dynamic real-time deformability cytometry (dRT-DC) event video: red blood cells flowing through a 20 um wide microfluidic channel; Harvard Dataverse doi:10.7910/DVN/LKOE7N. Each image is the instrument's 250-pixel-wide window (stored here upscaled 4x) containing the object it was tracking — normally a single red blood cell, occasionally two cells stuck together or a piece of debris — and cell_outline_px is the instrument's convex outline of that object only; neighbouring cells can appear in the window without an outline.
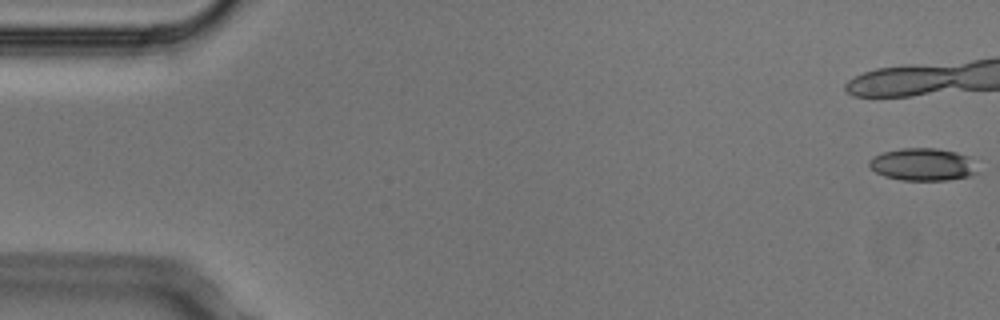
{"species": "Egyptian fruit bat (a non-hibernating species)", "species_latin": "Rousettus aegyptiacus", "temperature_condition": "cold", "stored_images_in_passage": 9, "camera_frame_rate_fps": 3000, "um_per_image_px": 0.085, "animal": {"sex": "male"}, "frame": {"image": 1, "passage_image": 1, "time_ms": 0.0, "image_size_px": [1000, 320], "cell_outline_px": [[976, 172], [972, 176], [948, 180], [900, 180], [884, 176], [876, 172], [868, 164], [868, 160], [872, 156], [884, 152], [900, 148], [936, 148], [956, 152], [968, 156]], "centroid_in_image_um": [78.38, 13.98], "position_along_channel_um": 6.6, "area_um2": 20.4}}